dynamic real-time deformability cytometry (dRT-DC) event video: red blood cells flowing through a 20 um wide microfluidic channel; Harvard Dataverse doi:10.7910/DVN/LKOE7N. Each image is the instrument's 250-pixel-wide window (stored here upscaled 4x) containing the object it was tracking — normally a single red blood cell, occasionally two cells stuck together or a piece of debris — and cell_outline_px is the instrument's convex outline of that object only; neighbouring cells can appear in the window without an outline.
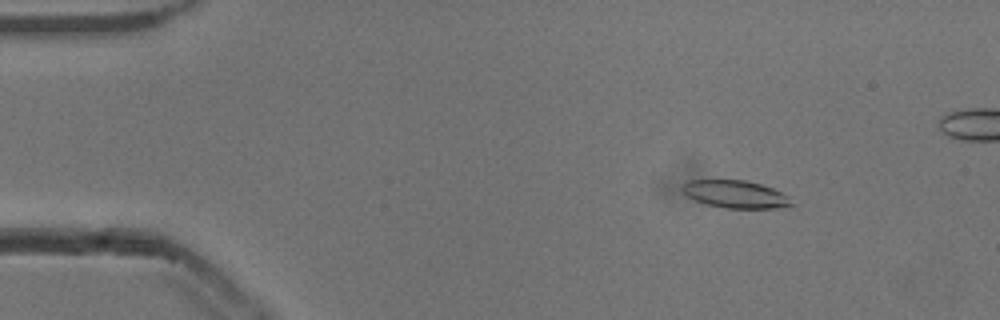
{"species": "common noctule bat (a hibernating species)", "species_latin": "Nyctalus noctula", "temperature_condition": "cold", "stored_images_in_passage": 54, "camera_frame_rate_fps": 3000, "um_per_image_px": 0.085, "animal": {"sex": "male", "body_mass_g": 13.3}, "frame": {"image": 1, "passage_image": 7, "time_ms": 2.0, "image_size_px": [1000, 320], "cell_outline_px": [[792, 208], [724, 208], [708, 204], [696, 200], [688, 196], [680, 188], [680, 184], [688, 180], [744, 180], [760, 184], [772, 188], [788, 196], [792, 204]], "centroid_in_image_um": [62.51, 16.51], "position_along_channel_um": 22.5, "area_um2": 17.57}}
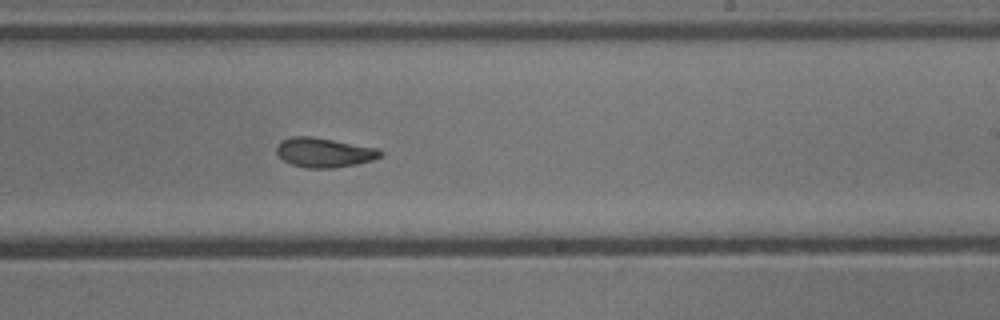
{"frame": {"image": 2, "passage_image": 32, "time_ms": 10.333, "image_size_px": [1000, 320], "cell_outline_px": [[384, 156], [372, 160], [356, 164], [332, 168], [304, 168], [292, 164], [284, 160], [276, 152], [276, 148], [284, 140], [292, 136], [312, 136], [380, 148], [384, 152]], "centroid_in_image_um": [27.62, 12.96], "position_along_channel_um": 261.4, "area_um2": 17.92}}
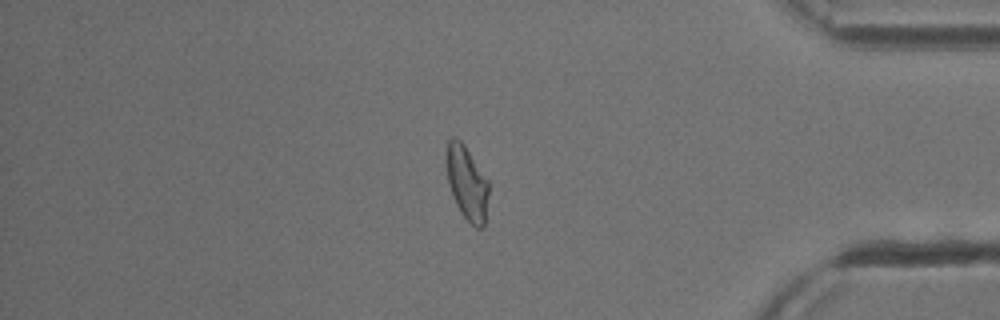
{"frame": {"image": 3, "passage_image": 45, "time_ms": 14.667, "image_size_px": [1000, 320], "cell_outline_px": [[488, 196], [484, 228], [476, 228], [460, 212], [452, 196], [448, 184], [448, 140], [452, 136], [456, 136], [464, 144], [488, 180]], "centroid_in_image_um": [39.71, 15.57], "position_along_channel_um": 395.5, "area_um2": 17.92}, "authors_computed_cell_mechanics": {"area_um2": 18.0625, "velocity_mm_per_s": 3.8289, "shape_relaxation_time_tau1_ms": 5.534, "shape_relaxation_time_tau2_ms": 3.1826, "deformation_change_tau1": 0.2002, "deformation_change_tau2": 0.0825}}